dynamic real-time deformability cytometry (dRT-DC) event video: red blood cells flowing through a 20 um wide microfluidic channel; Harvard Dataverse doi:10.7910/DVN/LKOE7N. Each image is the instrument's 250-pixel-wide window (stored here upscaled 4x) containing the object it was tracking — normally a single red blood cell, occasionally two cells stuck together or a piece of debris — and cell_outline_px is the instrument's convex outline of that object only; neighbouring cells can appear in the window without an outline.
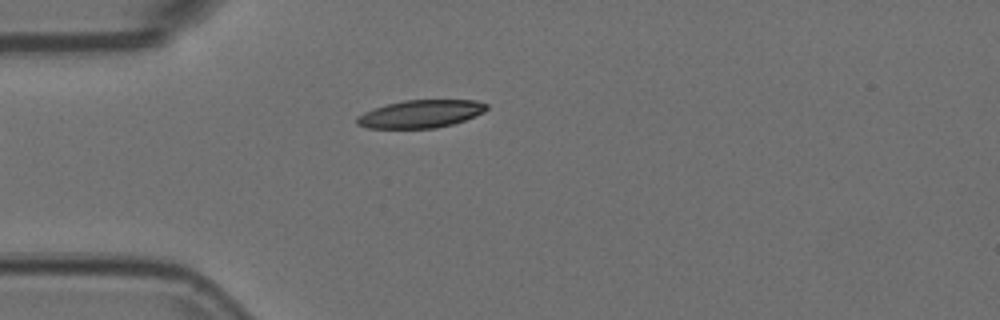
{"species": "Egyptian fruit bat (a non-hibernating species)", "species_latin": "Rousettus aegyptiacus", "temperature_condition": "room temperature", "stored_images_in_passage": 41, "camera_frame_rate_fps": 3000, "um_per_image_px": 0.085, "animal": {"sex": "female"}, "frame": {"image": 1, "passage_image": 1, "time_ms": 0.0, "image_size_px": [1000, 320], "cell_outline_px": [[488, 108], [484, 112], [464, 120], [452, 124], [436, 128], [368, 128], [356, 124], [356, 116], [364, 112], [388, 104], [404, 100], [476, 100], [488, 104]], "centroid_in_image_um": [35.76, 9.68], "position_along_channel_um": 49.2, "area_um2": 20.92}}
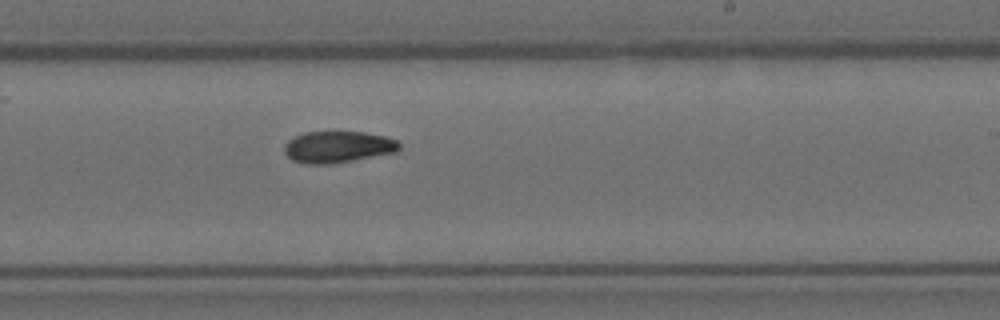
{"frame": {"image": 2, "passage_image": 19, "time_ms": 6.0, "image_size_px": [1000, 320], "cell_outline_px": [[400, 148], [396, 152], [352, 160], [328, 164], [304, 164], [292, 160], [284, 152], [284, 144], [292, 136], [304, 132], [364, 132], [384, 136], [396, 140], [400, 144]], "centroid_in_image_um": [28.67, 12.48], "position_along_channel_um": 260.3, "area_um2": 21.15}}
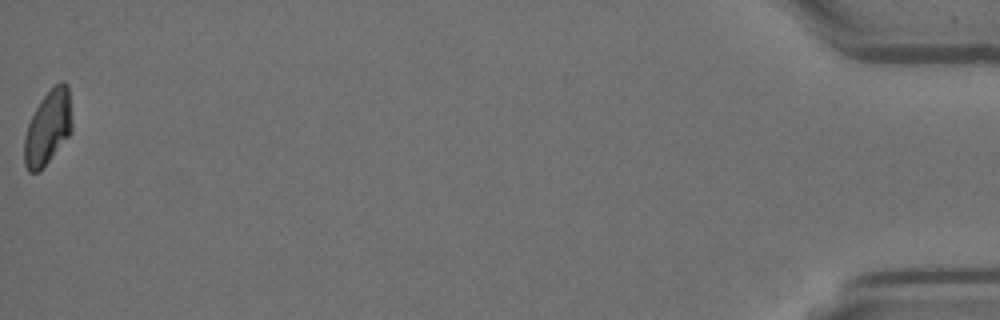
{"frame": {"image": 3, "passage_image": 41, "time_ms": 13.333, "image_size_px": [1000, 320], "cell_outline_px": [[72, 132], [40, 172], [28, 172], [24, 164], [24, 136], [28, 124], [40, 100], [60, 80], [64, 80], [68, 84], [72, 120]], "centroid_in_image_um": [4.08, 10.85], "position_along_channel_um": 431.1, "area_um2": 20.81}, "authors_computed_cell_mechanics": {"area_um2": 21.0392, "velocity_mm_per_s": 3.6919, "shape_relaxation_time_tau1_ms": 5.4169, "shape_relaxation_time_tau2_ms": null, "deformation_change_tau1": null, "deformation_change_tau2": null}}